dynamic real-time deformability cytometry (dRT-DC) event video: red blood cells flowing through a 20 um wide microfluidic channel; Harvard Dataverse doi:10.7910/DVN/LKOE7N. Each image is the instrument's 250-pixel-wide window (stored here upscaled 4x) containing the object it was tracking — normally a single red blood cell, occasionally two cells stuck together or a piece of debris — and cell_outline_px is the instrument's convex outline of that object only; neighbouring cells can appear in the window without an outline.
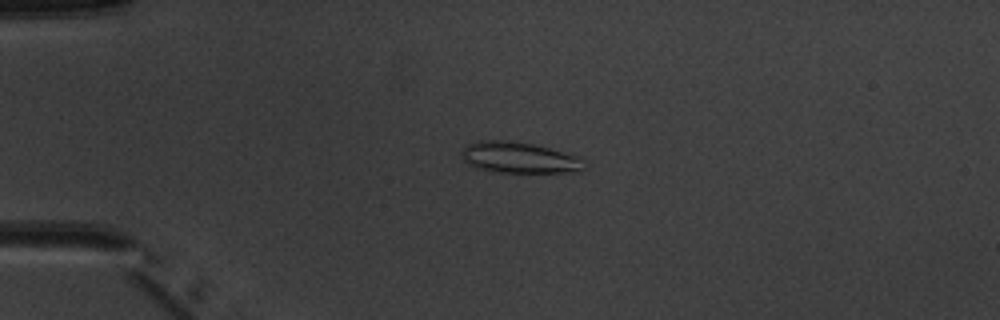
{"species": "common noctule bat (a hibernating species)", "species_latin": "Nyctalus noctula", "temperature_condition": "warm", "stored_images_in_passage": 5, "camera_frame_rate_fps": 3000, "um_per_image_px": 0.085, "animal": {"sex": "male", "body_mass_g": 20.1, "forearm_length_mm": 53.5}, "frame": {"image": 1, "passage_image": 3, "time_ms": 3.333, "image_size_px": [1000, 320], "cell_outline_px": [[588, 168], [580, 172], [500, 172], [476, 168], [468, 164], [460, 156], [460, 152], [464, 144], [480, 140], [508, 140], [532, 144], [580, 156], [588, 160]], "centroid_in_image_um": [44.18, 13.4], "position_along_channel_um": 40.8, "area_um2": 22.77}}